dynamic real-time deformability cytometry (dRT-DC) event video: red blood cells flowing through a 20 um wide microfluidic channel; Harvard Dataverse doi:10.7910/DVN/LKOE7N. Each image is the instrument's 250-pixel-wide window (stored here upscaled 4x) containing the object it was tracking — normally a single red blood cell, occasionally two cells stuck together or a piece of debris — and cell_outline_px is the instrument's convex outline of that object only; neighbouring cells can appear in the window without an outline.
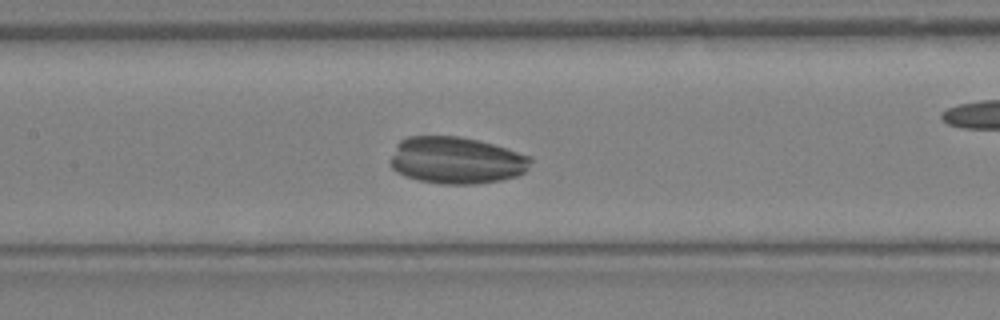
{"species": "Egyptian fruit bat (a non-hibernating species)", "species_latin": "Rousettus aegyptiacus", "temperature_condition": "warm", "stored_images_in_passage": 33, "camera_frame_rate_fps": 3000, "um_per_image_px": 0.085, "animal": {"sex": "female"}, "frame": {"image": 1, "passage_image": 15, "time_ms": 4.667, "image_size_px": [1000, 320], "cell_outline_px": [[532, 160], [528, 168], [524, 172], [516, 176], [500, 180], [476, 184], [440, 184], [420, 180], [396, 172], [388, 164], [388, 160], [396, 144], [400, 140], [408, 136], [456, 136], [476, 140], [492, 144], [532, 156]], "centroid_in_image_um": [38.75, 13.63], "position_along_channel_um": 168.7, "area_um2": 38.49}}
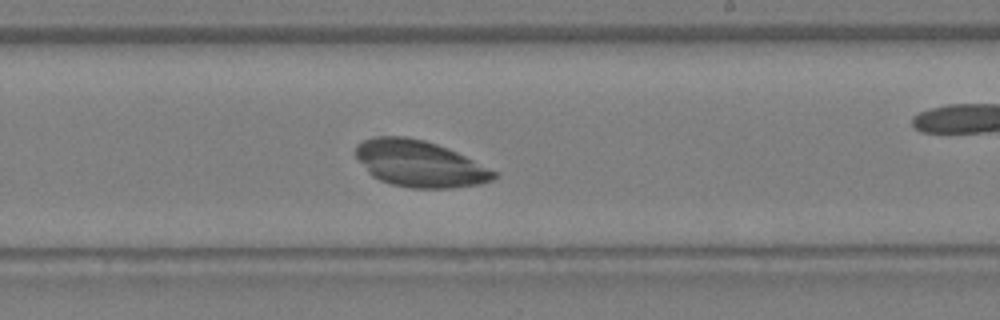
{"frame": {"image": 2, "passage_image": 19, "time_ms": 6.0, "image_size_px": [1000, 320], "cell_outline_px": [[500, 176], [492, 180], [480, 184], [452, 188], [412, 188], [392, 184], [380, 180], [372, 176], [368, 172], [356, 156], [356, 144], [364, 140], [376, 136], [404, 136], [424, 140], [448, 148], [500, 172]], "centroid_in_image_um": [35.71, 13.92], "position_along_channel_um": 253.3, "area_um2": 37.51}}